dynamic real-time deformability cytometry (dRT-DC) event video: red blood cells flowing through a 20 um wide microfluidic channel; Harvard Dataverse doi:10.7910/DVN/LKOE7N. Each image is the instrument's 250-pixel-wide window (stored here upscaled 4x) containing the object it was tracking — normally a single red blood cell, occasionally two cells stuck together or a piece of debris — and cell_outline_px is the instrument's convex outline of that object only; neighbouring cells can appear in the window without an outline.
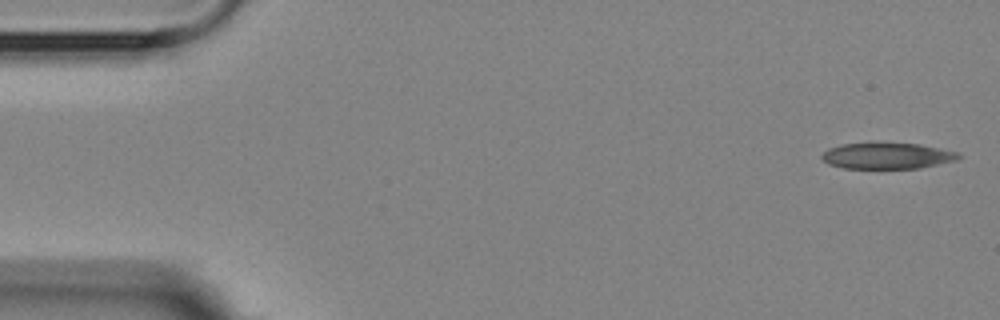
{"species": "Egyptian fruit bat (a non-hibernating species)", "species_latin": "Rousettus aegyptiacus", "temperature_condition": "room temperature", "stored_images_in_passage": 6, "camera_frame_rate_fps": 3000, "um_per_image_px": 0.085, "animal": {"sex": "female"}, "frame": {"image": 1, "passage_image": 1, "time_ms": 0.0, "image_size_px": [1000, 320], "cell_outline_px": [[960, 156], [956, 160], [920, 168], [844, 168], [828, 164], [820, 156], [828, 148], [840, 144], [868, 140], [880, 140], [920, 144], [956, 152]], "centroid_in_image_um": [75.32, 13.19], "position_along_channel_um": 9.7, "area_um2": 21.62}}
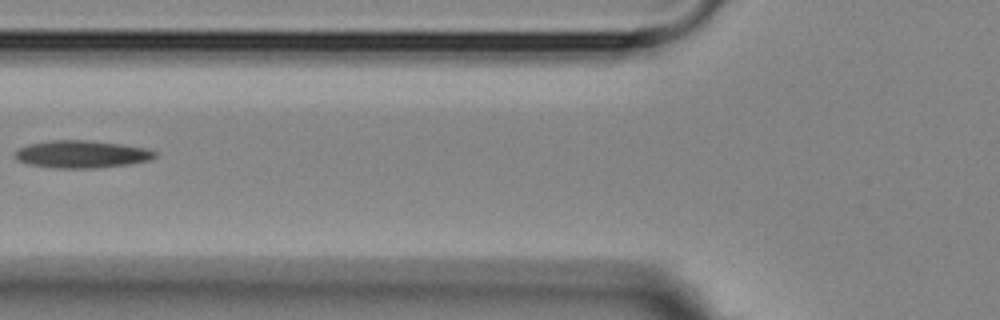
{"frame": {"image": 2, "passage_image": 5, "time_ms": 6.333, "image_size_px": [1000, 320], "cell_outline_px": [[156, 156], [148, 160], [128, 164], [92, 168], [56, 168], [28, 164], [16, 160], [12, 152], [16, 148], [28, 144], [48, 140], [84, 140], [120, 144], [144, 148], [156, 152]], "centroid_in_image_um": [6.83, 13.1], "position_along_channel_um": 119.0, "area_um2": 22.37}}
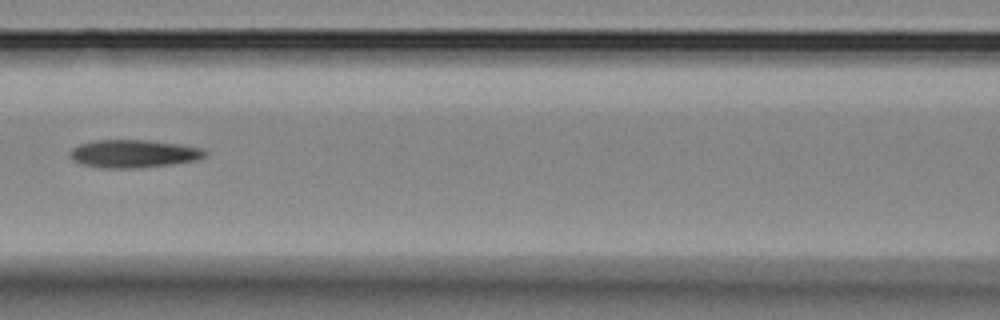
{"frame": {"image": 3, "passage_image": 6, "time_ms": 7.333, "image_size_px": [1000, 320], "cell_outline_px": [[208, 152], [204, 156], [196, 160], [172, 164], [140, 168], [100, 168], [84, 164], [72, 160], [68, 156], [68, 152], [72, 148], [80, 144], [96, 140], [148, 140], [180, 144], [200, 148]], "centroid_in_image_um": [11.32, 13.06], "position_along_channel_um": 155.3, "area_um2": 22.02}}